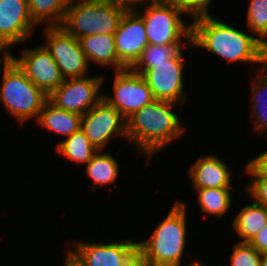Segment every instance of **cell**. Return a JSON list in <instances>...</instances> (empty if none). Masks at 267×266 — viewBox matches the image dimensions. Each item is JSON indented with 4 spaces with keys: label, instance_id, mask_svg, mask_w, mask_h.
Masks as SVG:
<instances>
[{
    "label": "cell",
    "instance_id": "cell-26",
    "mask_svg": "<svg viewBox=\"0 0 267 266\" xmlns=\"http://www.w3.org/2000/svg\"><path fill=\"white\" fill-rule=\"evenodd\" d=\"M246 28L267 46V0H248Z\"/></svg>",
    "mask_w": 267,
    "mask_h": 266
},
{
    "label": "cell",
    "instance_id": "cell-8",
    "mask_svg": "<svg viewBox=\"0 0 267 266\" xmlns=\"http://www.w3.org/2000/svg\"><path fill=\"white\" fill-rule=\"evenodd\" d=\"M107 75L84 76L64 79L48 95V100L58 109L83 115L103 97L102 87Z\"/></svg>",
    "mask_w": 267,
    "mask_h": 266
},
{
    "label": "cell",
    "instance_id": "cell-20",
    "mask_svg": "<svg viewBox=\"0 0 267 266\" xmlns=\"http://www.w3.org/2000/svg\"><path fill=\"white\" fill-rule=\"evenodd\" d=\"M250 79V120L254 130L261 134H267V70L262 67L253 72ZM266 132V133H265Z\"/></svg>",
    "mask_w": 267,
    "mask_h": 266
},
{
    "label": "cell",
    "instance_id": "cell-10",
    "mask_svg": "<svg viewBox=\"0 0 267 266\" xmlns=\"http://www.w3.org/2000/svg\"><path fill=\"white\" fill-rule=\"evenodd\" d=\"M81 129L98 150H106L115 138L127 141V119L104 99L82 115Z\"/></svg>",
    "mask_w": 267,
    "mask_h": 266
},
{
    "label": "cell",
    "instance_id": "cell-9",
    "mask_svg": "<svg viewBox=\"0 0 267 266\" xmlns=\"http://www.w3.org/2000/svg\"><path fill=\"white\" fill-rule=\"evenodd\" d=\"M43 44L60 69L64 79L84 77L90 65L81 49L79 39L69 34L62 26L42 27Z\"/></svg>",
    "mask_w": 267,
    "mask_h": 266
},
{
    "label": "cell",
    "instance_id": "cell-27",
    "mask_svg": "<svg viewBox=\"0 0 267 266\" xmlns=\"http://www.w3.org/2000/svg\"><path fill=\"white\" fill-rule=\"evenodd\" d=\"M232 246L229 266H260L262 253L249 243L236 242Z\"/></svg>",
    "mask_w": 267,
    "mask_h": 266
},
{
    "label": "cell",
    "instance_id": "cell-32",
    "mask_svg": "<svg viewBox=\"0 0 267 266\" xmlns=\"http://www.w3.org/2000/svg\"><path fill=\"white\" fill-rule=\"evenodd\" d=\"M164 5L181 11L186 18L189 17V0H158Z\"/></svg>",
    "mask_w": 267,
    "mask_h": 266
},
{
    "label": "cell",
    "instance_id": "cell-35",
    "mask_svg": "<svg viewBox=\"0 0 267 266\" xmlns=\"http://www.w3.org/2000/svg\"><path fill=\"white\" fill-rule=\"evenodd\" d=\"M2 54V55H1ZM9 58V51H7L1 44H0V68L2 64Z\"/></svg>",
    "mask_w": 267,
    "mask_h": 266
},
{
    "label": "cell",
    "instance_id": "cell-28",
    "mask_svg": "<svg viewBox=\"0 0 267 266\" xmlns=\"http://www.w3.org/2000/svg\"><path fill=\"white\" fill-rule=\"evenodd\" d=\"M244 192L247 198L253 202L267 207V178L266 177H250L247 185H244Z\"/></svg>",
    "mask_w": 267,
    "mask_h": 266
},
{
    "label": "cell",
    "instance_id": "cell-21",
    "mask_svg": "<svg viewBox=\"0 0 267 266\" xmlns=\"http://www.w3.org/2000/svg\"><path fill=\"white\" fill-rule=\"evenodd\" d=\"M119 167V161L112 153L99 150L84 168L85 175L93 181V185L106 189L119 179Z\"/></svg>",
    "mask_w": 267,
    "mask_h": 266
},
{
    "label": "cell",
    "instance_id": "cell-25",
    "mask_svg": "<svg viewBox=\"0 0 267 266\" xmlns=\"http://www.w3.org/2000/svg\"><path fill=\"white\" fill-rule=\"evenodd\" d=\"M193 48L189 45H152L148 44L137 62L130 68L137 74L143 75L147 70L154 68L156 64L167 63L175 58L181 51Z\"/></svg>",
    "mask_w": 267,
    "mask_h": 266
},
{
    "label": "cell",
    "instance_id": "cell-37",
    "mask_svg": "<svg viewBox=\"0 0 267 266\" xmlns=\"http://www.w3.org/2000/svg\"><path fill=\"white\" fill-rule=\"evenodd\" d=\"M260 266H267V252L262 253Z\"/></svg>",
    "mask_w": 267,
    "mask_h": 266
},
{
    "label": "cell",
    "instance_id": "cell-18",
    "mask_svg": "<svg viewBox=\"0 0 267 266\" xmlns=\"http://www.w3.org/2000/svg\"><path fill=\"white\" fill-rule=\"evenodd\" d=\"M81 119L82 115L58 109L47 100L35 122L43 130L51 131V134L60 135L64 139L81 128Z\"/></svg>",
    "mask_w": 267,
    "mask_h": 266
},
{
    "label": "cell",
    "instance_id": "cell-36",
    "mask_svg": "<svg viewBox=\"0 0 267 266\" xmlns=\"http://www.w3.org/2000/svg\"><path fill=\"white\" fill-rule=\"evenodd\" d=\"M64 266H81L67 252H65Z\"/></svg>",
    "mask_w": 267,
    "mask_h": 266
},
{
    "label": "cell",
    "instance_id": "cell-33",
    "mask_svg": "<svg viewBox=\"0 0 267 266\" xmlns=\"http://www.w3.org/2000/svg\"><path fill=\"white\" fill-rule=\"evenodd\" d=\"M116 3H119L121 5H124L126 7H128L129 9H133L134 7L138 6V5H142L148 1L151 0H113Z\"/></svg>",
    "mask_w": 267,
    "mask_h": 266
},
{
    "label": "cell",
    "instance_id": "cell-11",
    "mask_svg": "<svg viewBox=\"0 0 267 266\" xmlns=\"http://www.w3.org/2000/svg\"><path fill=\"white\" fill-rule=\"evenodd\" d=\"M112 94L103 93L104 99L126 119L143 106L155 100L144 77L131 69L114 71Z\"/></svg>",
    "mask_w": 267,
    "mask_h": 266
},
{
    "label": "cell",
    "instance_id": "cell-4",
    "mask_svg": "<svg viewBox=\"0 0 267 266\" xmlns=\"http://www.w3.org/2000/svg\"><path fill=\"white\" fill-rule=\"evenodd\" d=\"M1 69L0 104L5 112L17 119L20 127L31 119L36 121L48 95L35 86L10 57Z\"/></svg>",
    "mask_w": 267,
    "mask_h": 266
},
{
    "label": "cell",
    "instance_id": "cell-16",
    "mask_svg": "<svg viewBox=\"0 0 267 266\" xmlns=\"http://www.w3.org/2000/svg\"><path fill=\"white\" fill-rule=\"evenodd\" d=\"M213 153L200 156L188 170L192 189L232 188V171L223 158Z\"/></svg>",
    "mask_w": 267,
    "mask_h": 266
},
{
    "label": "cell",
    "instance_id": "cell-38",
    "mask_svg": "<svg viewBox=\"0 0 267 266\" xmlns=\"http://www.w3.org/2000/svg\"><path fill=\"white\" fill-rule=\"evenodd\" d=\"M263 67L267 70V59H265V63Z\"/></svg>",
    "mask_w": 267,
    "mask_h": 266
},
{
    "label": "cell",
    "instance_id": "cell-17",
    "mask_svg": "<svg viewBox=\"0 0 267 266\" xmlns=\"http://www.w3.org/2000/svg\"><path fill=\"white\" fill-rule=\"evenodd\" d=\"M79 42L90 66L95 63L98 68L111 67L113 71L127 69L118 60L114 34L88 35L79 38Z\"/></svg>",
    "mask_w": 267,
    "mask_h": 266
},
{
    "label": "cell",
    "instance_id": "cell-14",
    "mask_svg": "<svg viewBox=\"0 0 267 266\" xmlns=\"http://www.w3.org/2000/svg\"><path fill=\"white\" fill-rule=\"evenodd\" d=\"M37 28L29 15L27 0H0V44L7 51L11 46L25 45Z\"/></svg>",
    "mask_w": 267,
    "mask_h": 266
},
{
    "label": "cell",
    "instance_id": "cell-6",
    "mask_svg": "<svg viewBox=\"0 0 267 266\" xmlns=\"http://www.w3.org/2000/svg\"><path fill=\"white\" fill-rule=\"evenodd\" d=\"M142 8V9H141ZM143 19L148 43L152 45H189L191 23L181 11L151 0L133 8Z\"/></svg>",
    "mask_w": 267,
    "mask_h": 266
},
{
    "label": "cell",
    "instance_id": "cell-29",
    "mask_svg": "<svg viewBox=\"0 0 267 266\" xmlns=\"http://www.w3.org/2000/svg\"><path fill=\"white\" fill-rule=\"evenodd\" d=\"M267 149V148H266ZM244 174L248 177L267 178V150L260 152L255 158L248 160L244 167Z\"/></svg>",
    "mask_w": 267,
    "mask_h": 266
},
{
    "label": "cell",
    "instance_id": "cell-12",
    "mask_svg": "<svg viewBox=\"0 0 267 266\" xmlns=\"http://www.w3.org/2000/svg\"><path fill=\"white\" fill-rule=\"evenodd\" d=\"M184 56L181 51L167 63L156 64L142 75L156 100L170 101L183 106L189 99L184 83V67L187 64Z\"/></svg>",
    "mask_w": 267,
    "mask_h": 266
},
{
    "label": "cell",
    "instance_id": "cell-2",
    "mask_svg": "<svg viewBox=\"0 0 267 266\" xmlns=\"http://www.w3.org/2000/svg\"><path fill=\"white\" fill-rule=\"evenodd\" d=\"M180 105L155 99L127 118V143L134 145L135 154L144 155L145 164L186 132V124L174 111Z\"/></svg>",
    "mask_w": 267,
    "mask_h": 266
},
{
    "label": "cell",
    "instance_id": "cell-34",
    "mask_svg": "<svg viewBox=\"0 0 267 266\" xmlns=\"http://www.w3.org/2000/svg\"><path fill=\"white\" fill-rule=\"evenodd\" d=\"M197 258H195V259H191V261H186L184 264L183 263H181V264H179V265H177V266H209L208 264H204L203 262H202V260H196ZM188 262V263H187Z\"/></svg>",
    "mask_w": 267,
    "mask_h": 266
},
{
    "label": "cell",
    "instance_id": "cell-5",
    "mask_svg": "<svg viewBox=\"0 0 267 266\" xmlns=\"http://www.w3.org/2000/svg\"><path fill=\"white\" fill-rule=\"evenodd\" d=\"M128 9L113 0H70L61 26L77 39L95 34H115Z\"/></svg>",
    "mask_w": 267,
    "mask_h": 266
},
{
    "label": "cell",
    "instance_id": "cell-30",
    "mask_svg": "<svg viewBox=\"0 0 267 266\" xmlns=\"http://www.w3.org/2000/svg\"><path fill=\"white\" fill-rule=\"evenodd\" d=\"M213 0H189V18L194 21L202 17L214 16L209 11Z\"/></svg>",
    "mask_w": 267,
    "mask_h": 266
},
{
    "label": "cell",
    "instance_id": "cell-19",
    "mask_svg": "<svg viewBox=\"0 0 267 266\" xmlns=\"http://www.w3.org/2000/svg\"><path fill=\"white\" fill-rule=\"evenodd\" d=\"M241 208L231 221V229L239 242L249 243L267 225V207L252 201Z\"/></svg>",
    "mask_w": 267,
    "mask_h": 266
},
{
    "label": "cell",
    "instance_id": "cell-7",
    "mask_svg": "<svg viewBox=\"0 0 267 266\" xmlns=\"http://www.w3.org/2000/svg\"><path fill=\"white\" fill-rule=\"evenodd\" d=\"M117 240V241H116ZM113 242H88L72 240L64 248L81 266H139L137 240L118 238Z\"/></svg>",
    "mask_w": 267,
    "mask_h": 266
},
{
    "label": "cell",
    "instance_id": "cell-31",
    "mask_svg": "<svg viewBox=\"0 0 267 266\" xmlns=\"http://www.w3.org/2000/svg\"><path fill=\"white\" fill-rule=\"evenodd\" d=\"M259 253L267 252V225L249 242Z\"/></svg>",
    "mask_w": 267,
    "mask_h": 266
},
{
    "label": "cell",
    "instance_id": "cell-23",
    "mask_svg": "<svg viewBox=\"0 0 267 266\" xmlns=\"http://www.w3.org/2000/svg\"><path fill=\"white\" fill-rule=\"evenodd\" d=\"M70 0H27L29 15L38 27L61 26Z\"/></svg>",
    "mask_w": 267,
    "mask_h": 266
},
{
    "label": "cell",
    "instance_id": "cell-1",
    "mask_svg": "<svg viewBox=\"0 0 267 266\" xmlns=\"http://www.w3.org/2000/svg\"><path fill=\"white\" fill-rule=\"evenodd\" d=\"M191 22V44L220 57L229 65L241 62L258 70L264 66L266 45L247 28L243 31L214 16ZM248 30V31H247Z\"/></svg>",
    "mask_w": 267,
    "mask_h": 266
},
{
    "label": "cell",
    "instance_id": "cell-15",
    "mask_svg": "<svg viewBox=\"0 0 267 266\" xmlns=\"http://www.w3.org/2000/svg\"><path fill=\"white\" fill-rule=\"evenodd\" d=\"M114 37L118 60L130 69L149 44L142 17L134 9H128Z\"/></svg>",
    "mask_w": 267,
    "mask_h": 266
},
{
    "label": "cell",
    "instance_id": "cell-22",
    "mask_svg": "<svg viewBox=\"0 0 267 266\" xmlns=\"http://www.w3.org/2000/svg\"><path fill=\"white\" fill-rule=\"evenodd\" d=\"M55 151L60 157L62 156L79 166V164L84 165L90 162L99 150L90 143L84 131L80 128L71 136L58 140Z\"/></svg>",
    "mask_w": 267,
    "mask_h": 266
},
{
    "label": "cell",
    "instance_id": "cell-3",
    "mask_svg": "<svg viewBox=\"0 0 267 266\" xmlns=\"http://www.w3.org/2000/svg\"><path fill=\"white\" fill-rule=\"evenodd\" d=\"M187 206L186 201L174 200L148 238L137 240L139 266H177L184 262L189 238Z\"/></svg>",
    "mask_w": 267,
    "mask_h": 266
},
{
    "label": "cell",
    "instance_id": "cell-24",
    "mask_svg": "<svg viewBox=\"0 0 267 266\" xmlns=\"http://www.w3.org/2000/svg\"><path fill=\"white\" fill-rule=\"evenodd\" d=\"M192 191L197 193V205L200 207L201 214L205 213L217 219L227 215L234 202L231 188L192 189Z\"/></svg>",
    "mask_w": 267,
    "mask_h": 266
},
{
    "label": "cell",
    "instance_id": "cell-13",
    "mask_svg": "<svg viewBox=\"0 0 267 266\" xmlns=\"http://www.w3.org/2000/svg\"><path fill=\"white\" fill-rule=\"evenodd\" d=\"M9 57L25 73L26 77L47 95L64 81L59 67L43 44L35 45L33 48L25 46L19 57L10 51Z\"/></svg>",
    "mask_w": 267,
    "mask_h": 266
}]
</instances>
